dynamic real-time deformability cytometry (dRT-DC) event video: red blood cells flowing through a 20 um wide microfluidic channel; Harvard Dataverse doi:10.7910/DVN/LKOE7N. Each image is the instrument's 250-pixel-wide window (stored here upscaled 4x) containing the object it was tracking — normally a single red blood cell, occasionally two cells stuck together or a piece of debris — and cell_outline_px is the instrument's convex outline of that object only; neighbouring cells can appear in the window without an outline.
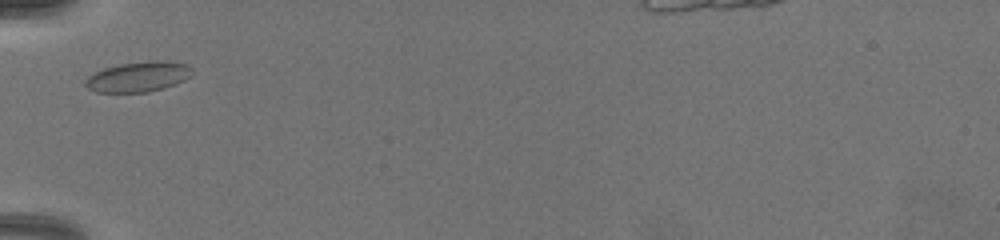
{"species": "common noctule bat (a hibernating species)", "species_latin": "Nyctalus noctula", "temperature_condition": "warm", "stored_images_in_passage": 18, "camera_frame_rate_fps": 3000, "um_per_image_px": 0.085, "animal": {"sex": "female", "body_mass_g": 19.5, "forearm_length_mm": 54.1}, "frame": {"image": 1, "passage_image": 1, "time_ms": 0.0, "image_size_px": [1000, 240], "cell_outline_px": [[192, 72], [184, 80], [176, 84], [164, 88], [148, 92], [96, 92], [88, 88], [84, 84], [84, 80], [88, 76], [104, 68], [120, 64], [152, 60], [168, 60], [188, 64], [192, 68]], "centroid_in_image_um": [11.77, 6.51], "position_along_channel_um": 73.2, "area_um2": 18.9}}
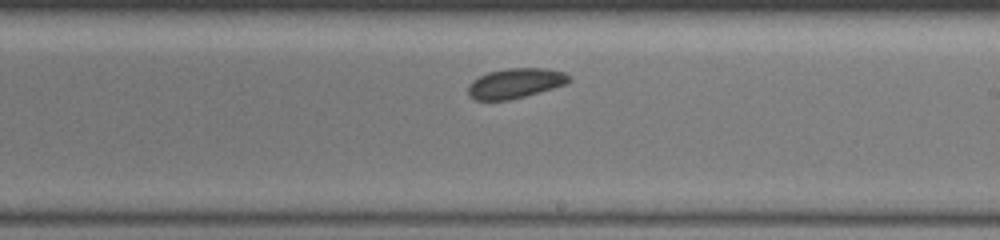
{"frame": {"image": 2, "passage_image": 8, "time_ms": 4.333, "image_size_px": [1000, 240], "cell_outline_px": [[572, 80], [564, 84], [552, 88], [524, 96], [508, 100], [476, 100], [468, 92], [468, 84], [472, 80], [488, 72], [508, 68], [548, 68], [564, 72], [572, 76]], "centroid_in_image_um": [43.82, 7.06], "position_along_channel_um": 245.2, "area_um2": 17.51}}
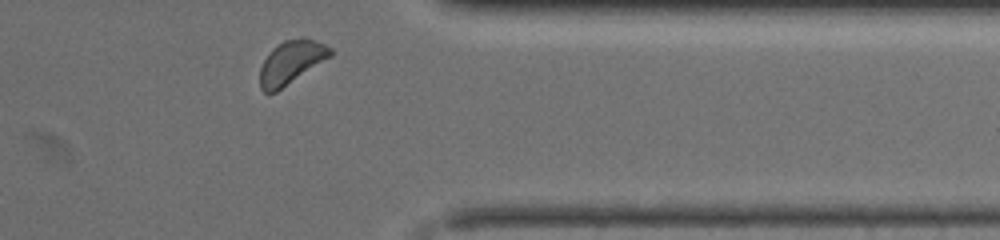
{"frame": {"image": 3, "passage_image": 16, "time_ms": 8.0, "image_size_px": [1000, 240], "cell_outline_px": [[332, 56], [276, 92], [264, 92], [260, 88], [260, 68], [264, 60], [272, 48], [276, 44], [284, 40], [300, 36], [304, 36], [324, 44], [332, 48]], "centroid_in_image_um": [24.76, 5.26], "position_along_channel_um": 386.6, "area_um2": 17.92}}